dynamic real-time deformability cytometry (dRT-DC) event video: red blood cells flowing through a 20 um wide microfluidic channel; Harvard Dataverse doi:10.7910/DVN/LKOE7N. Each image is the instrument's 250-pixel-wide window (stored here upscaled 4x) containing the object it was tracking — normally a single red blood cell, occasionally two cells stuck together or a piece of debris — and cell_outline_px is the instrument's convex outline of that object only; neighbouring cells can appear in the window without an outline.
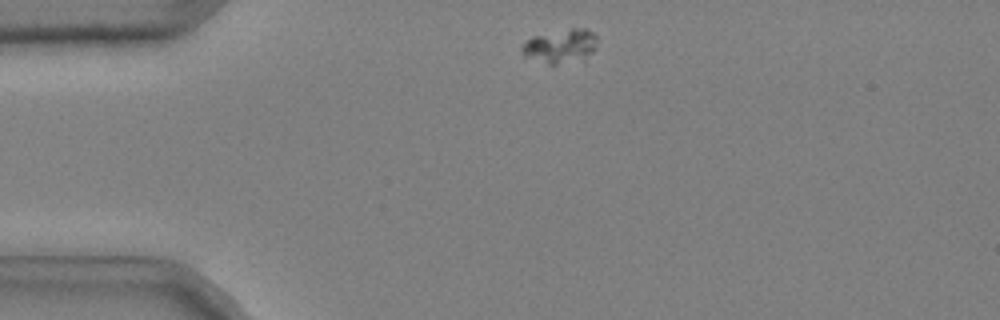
{"species": "common noctule bat (a hibernating species)", "species_latin": "Nyctalus noctula", "temperature_condition": "cold", "stored_images_in_passage": 35, "camera_frame_rate_fps": 3000, "um_per_image_px": 0.085, "animal": {"sex": "male", "body_mass_g": 20.4}, "frame": {"image": 1, "passage_image": 1, "time_ms": 0.0, "image_size_px": [1000, 320], "cell_outline_px": [[596, 48], [584, 64], [548, 64], [524, 56], [520, 52], [520, 48], [532, 36], [572, 28], [584, 28], [592, 32], [596, 36]], "centroid_in_image_um": [47.7, 3.98], "position_along_channel_um": 37.3, "area_um2": 15.43}}
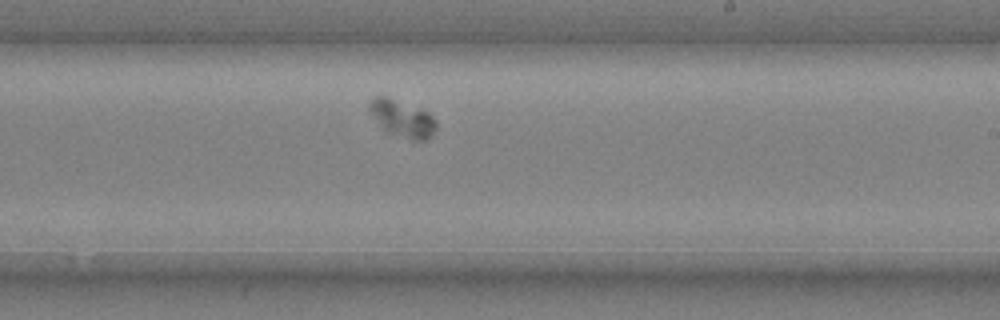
{"frame": {"image": 2, "passage_image": 22, "time_ms": 7.0, "image_size_px": [1000, 320], "cell_outline_px": [[436, 128], [432, 136], [424, 140], [412, 140], [388, 132], [380, 124], [368, 108], [368, 104], [376, 96], [388, 96], [424, 108], [436, 120]], "centroid_in_image_um": [34.25, 10.04], "position_along_channel_um": 254.8, "area_um2": 14.45}}
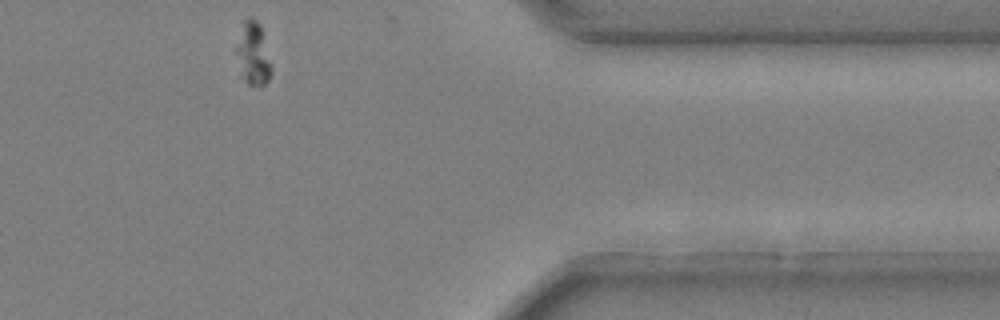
{"frame": {"image": 3, "passage_image": 35, "time_ms": 11.333, "image_size_px": [1000, 320], "cell_outline_px": [[272, 72], [268, 80], [264, 84], [248, 84], [244, 76], [236, 52], [236, 48], [244, 20], [248, 16], [252, 16], [260, 24], [272, 68]], "centroid_in_image_um": [21.55, 4.51], "position_along_channel_um": 389.9, "area_um2": 12.2}}